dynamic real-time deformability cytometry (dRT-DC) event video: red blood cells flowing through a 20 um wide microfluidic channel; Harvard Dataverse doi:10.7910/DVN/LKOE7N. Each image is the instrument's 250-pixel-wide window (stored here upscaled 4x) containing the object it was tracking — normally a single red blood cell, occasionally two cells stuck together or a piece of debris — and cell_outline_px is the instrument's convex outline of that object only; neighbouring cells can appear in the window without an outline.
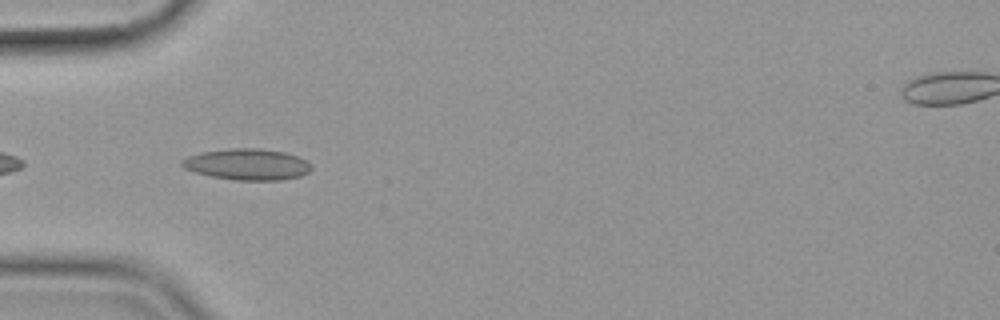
{"species": "common noctule bat (a hibernating species)", "species_latin": "Nyctalus noctula", "temperature_condition": "cold", "stored_images_in_passage": 6, "camera_frame_rate_fps": 3000, "um_per_image_px": 0.085, "animal": {"sex": "female", "body_mass_g": 19.9}, "frame": {"image": 1, "passage_image": 3, "time_ms": 0.667, "image_size_px": [1000, 320], "cell_outline_px": [[312, 168], [308, 172], [300, 176], [280, 180], [236, 180], [212, 176], [196, 172], [184, 168], [180, 164], [180, 160], [188, 156], [200, 152], [228, 148], [260, 148], [284, 152], [296, 156], [304, 160]], "centroid_in_image_um": [20.97, 13.96], "position_along_channel_um": 64.0, "area_um2": 23.41}}